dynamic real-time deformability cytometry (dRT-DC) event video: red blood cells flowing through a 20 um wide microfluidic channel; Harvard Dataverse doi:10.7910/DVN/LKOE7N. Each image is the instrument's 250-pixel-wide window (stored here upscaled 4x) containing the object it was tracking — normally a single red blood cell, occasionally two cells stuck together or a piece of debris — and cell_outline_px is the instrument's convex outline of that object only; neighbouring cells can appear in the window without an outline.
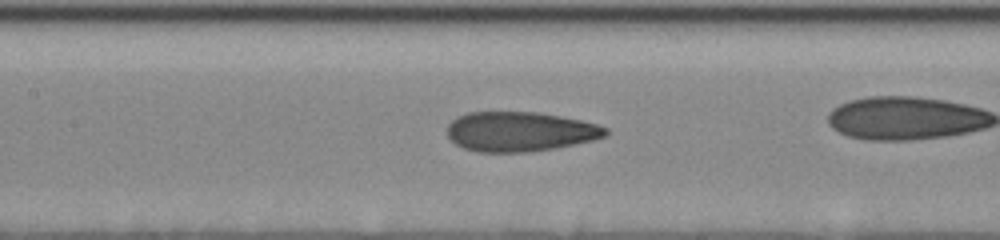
{"species": "human", "species_latin": "Homo sapiens", "temperature_condition": "cold", "stored_images_in_passage": 24, "camera_frame_rate_fps": 3000, "um_per_image_px": 0.085, "donor": {"sex": "female"}, "frame": {"image": 1, "passage_image": 11, "time_ms": 3.333, "image_size_px": [1000, 240], "cell_outline_px": [[608, 132], [604, 136], [592, 140], [556, 148], [528, 152], [476, 152], [464, 148], [456, 144], [448, 136], [448, 124], [452, 120], [468, 112], [540, 112], [580, 120], [596, 124], [608, 128]], "centroid_in_image_um": [44.19, 11.19], "position_along_channel_um": 163.2, "area_um2": 36.53}}
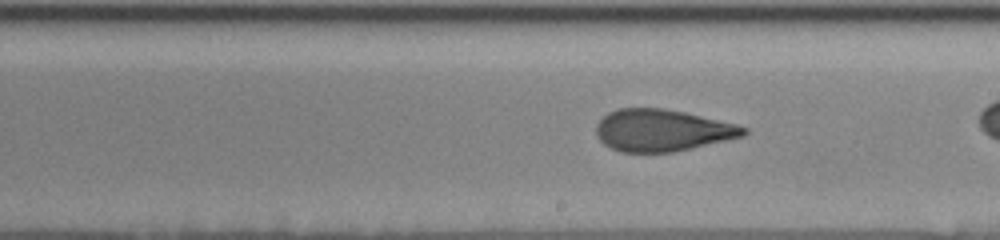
{"frame": {"image": 2, "passage_image": 17, "time_ms": 5.333, "image_size_px": [1000, 240], "cell_outline_px": [[748, 132], [744, 136], [672, 152], [620, 152], [604, 144], [596, 136], [596, 124], [608, 112], [620, 108], [660, 108], [684, 112], [736, 124], [748, 128]], "centroid_in_image_um": [56.26, 11.08], "position_along_channel_um": 232.7, "area_um2": 35.78}}
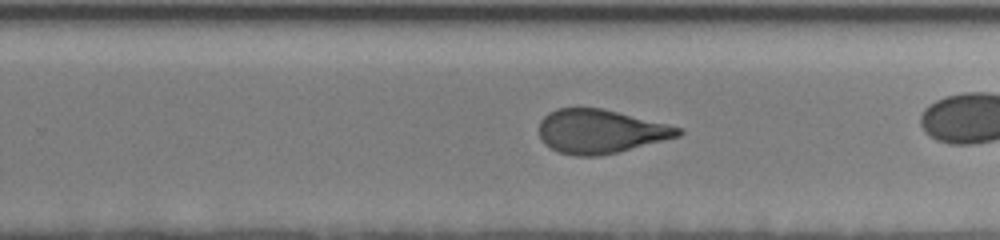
{"frame": {"image": 3, "passage_image": 21, "time_ms": 6.667, "image_size_px": [1000, 240], "cell_outline_px": [[684, 132], [680, 136], [600, 156], [576, 156], [560, 152], [544, 144], [540, 136], [540, 120], [548, 112], [556, 108], [600, 108], [680, 128]], "centroid_in_image_um": [50.98, 11.17], "position_along_channel_um": 278.8, "area_um2": 34.91}}